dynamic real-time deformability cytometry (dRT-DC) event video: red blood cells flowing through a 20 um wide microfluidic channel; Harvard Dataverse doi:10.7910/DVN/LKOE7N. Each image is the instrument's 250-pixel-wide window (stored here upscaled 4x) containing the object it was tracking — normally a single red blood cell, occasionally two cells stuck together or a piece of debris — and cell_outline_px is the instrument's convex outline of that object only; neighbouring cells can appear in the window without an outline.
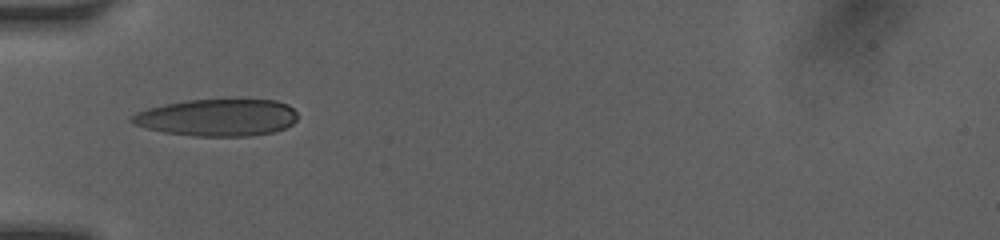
{"species": "human", "species_latin": "Homo sapiens", "temperature_condition": "room temperature", "stored_images_in_passage": 34, "camera_frame_rate_fps": 3000, "um_per_image_px": 0.085, "donor": {"sex": "female"}, "frame": {"image": 1, "passage_image": 1, "time_ms": 0.0, "image_size_px": [1000, 240], "cell_outline_px": [[296, 120], [292, 124], [284, 128], [272, 132], [248, 136], [196, 136], [164, 132], [148, 128], [136, 124], [128, 120], [136, 112], [148, 108], [164, 104], [188, 100], [276, 100], [288, 104], [296, 112]], "centroid_in_image_um": [18.48, 9.99], "position_along_channel_um": 66.5, "area_um2": 35.55}}
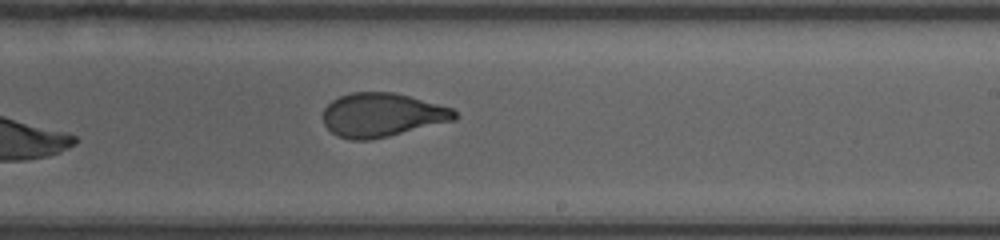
{"frame": {"image": 2, "passage_image": 15, "time_ms": 4.667, "image_size_px": [1000, 240], "cell_outline_px": [[460, 116], [456, 120], [372, 140], [352, 140], [336, 136], [324, 124], [324, 108], [332, 100], [340, 96], [352, 92], [396, 92], [452, 108]], "centroid_in_image_um": [32.49, 9.77], "position_along_channel_um": 256.5, "area_um2": 33.76}}
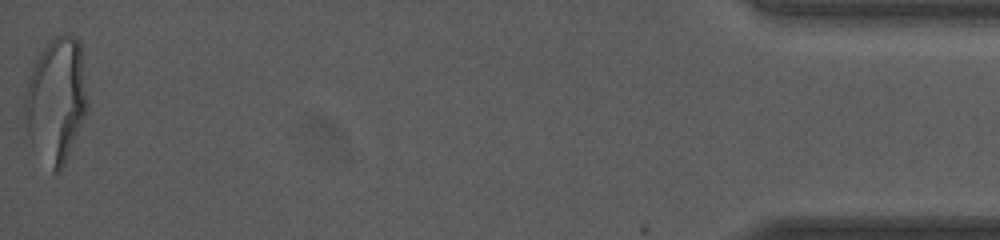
{"frame": {"image": 3, "passage_image": 34, "time_ms": 11.0, "image_size_px": [1000, 240], "cell_outline_px": [[88, 108], [64, 164], [60, 172], [52, 172], [32, 144], [28, 136], [24, 124], [24, 92], [28, 76], [44, 44], [52, 36], [64, 32], [76, 36], [80, 40], [88, 104]], "centroid_in_image_um": [4.75, 8.43], "position_along_channel_um": 430.4, "area_um2": 46.18}, "authors_computed_cell_mechanics": {"area_um2": 34.969, "velocity_mm_per_s": 4.1113, "shape_relaxation_time_tau1_ms": 6.1941, "shape_relaxation_time_tau2_ms": 0.7999, "deformation_change_tau1": 0.213, "deformation_change_tau2": 0.0691}}